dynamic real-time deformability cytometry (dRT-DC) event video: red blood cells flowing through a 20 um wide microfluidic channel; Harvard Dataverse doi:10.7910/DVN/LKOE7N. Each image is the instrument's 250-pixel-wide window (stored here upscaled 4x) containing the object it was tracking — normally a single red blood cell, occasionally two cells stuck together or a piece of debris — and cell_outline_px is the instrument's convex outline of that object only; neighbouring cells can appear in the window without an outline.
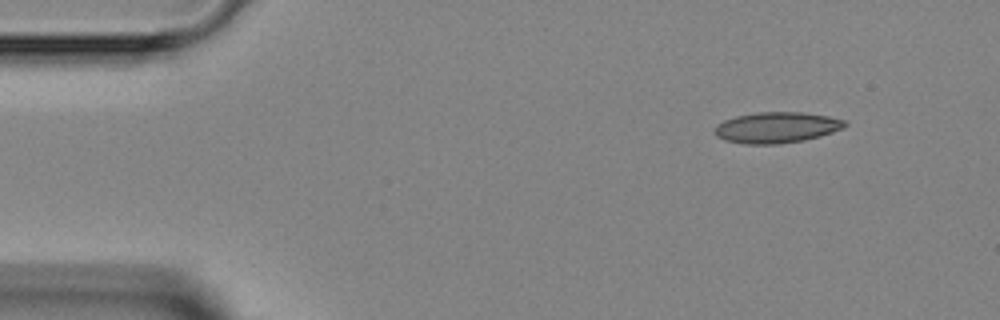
{"species": "Egyptian fruit bat (a non-hibernating species)", "species_latin": "Rousettus aegyptiacus", "temperature_condition": "room temperature", "stored_images_in_passage": 4, "segment_of_instrument_passage": [1, 2], "camera_frame_rate_fps": 3000, "um_per_image_px": 0.085, "animal": {"sex": "female"}, "frame": {"image": 1, "passage_image": 1, "time_ms": 0.0, "image_size_px": [1000, 320], "cell_outline_px": [[848, 124], [844, 128], [820, 136], [804, 140], [776, 144], [744, 144], [724, 140], [716, 136], [712, 132], [716, 124], [724, 120], [736, 116], [756, 112], [804, 112], [828, 116], [844, 120]], "centroid_in_image_um": [65.98, 10.83], "position_along_channel_um": 19.0, "area_um2": 23.64}}
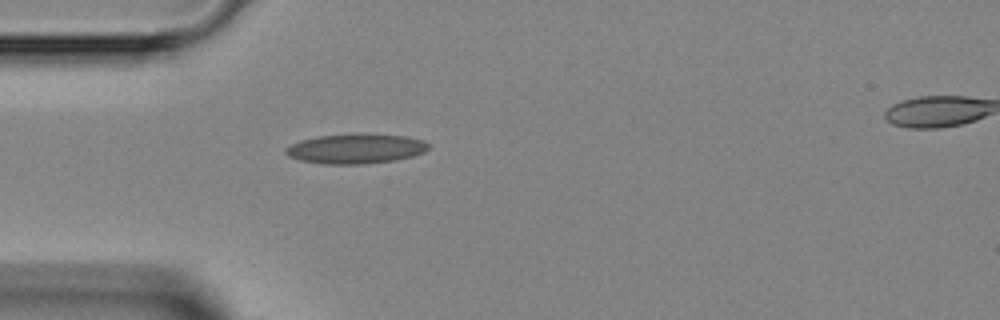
{"frame": {"image": 2, "passage_image": 3, "time_ms": 2.667, "image_size_px": [1000, 320], "cell_outline_px": [[428, 148], [424, 152], [412, 156], [396, 160], [364, 164], [320, 164], [300, 160], [288, 156], [284, 152], [284, 148], [300, 140], [320, 136], [404, 136], [424, 140], [428, 144]], "centroid_in_image_um": [30.2, 12.69], "position_along_channel_um": 54.8, "area_um2": 23.93}}